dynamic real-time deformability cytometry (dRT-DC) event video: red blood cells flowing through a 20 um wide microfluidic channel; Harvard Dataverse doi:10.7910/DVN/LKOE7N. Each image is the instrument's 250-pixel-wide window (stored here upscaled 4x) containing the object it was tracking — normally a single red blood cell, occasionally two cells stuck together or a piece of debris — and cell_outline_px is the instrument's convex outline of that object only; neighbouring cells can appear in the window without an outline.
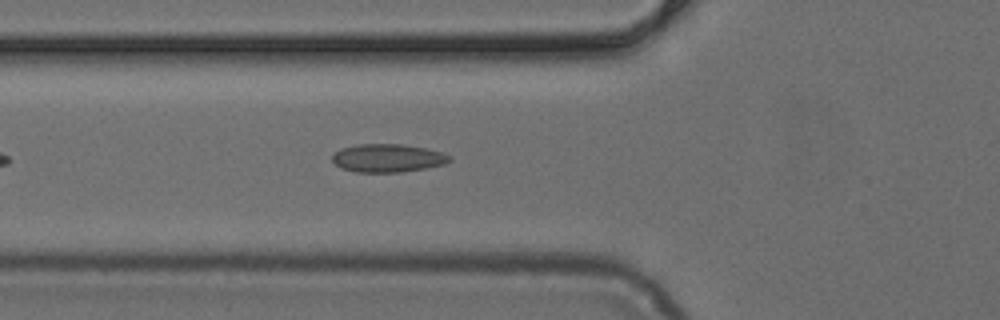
{"species": "common noctule bat (a hibernating species)", "species_latin": "Nyctalus noctula", "temperature_condition": "cold", "stored_images_in_passage": 38, "camera_frame_rate_fps": 3000, "um_per_image_px": 0.085, "animal": {"sex": "female", "body_mass_g": 24.6, "forearm_length_mm": 56.2}, "frame": {"image": 1, "passage_image": 7, "time_ms": 2.0, "image_size_px": [1000, 320], "cell_outline_px": [[452, 160], [444, 164], [404, 172], [356, 172], [340, 168], [332, 160], [332, 156], [340, 148], [356, 144], [400, 144], [428, 148], [452, 156]], "centroid_in_image_um": [32.95, 13.43], "position_along_channel_um": 92.8, "area_um2": 19.36}}
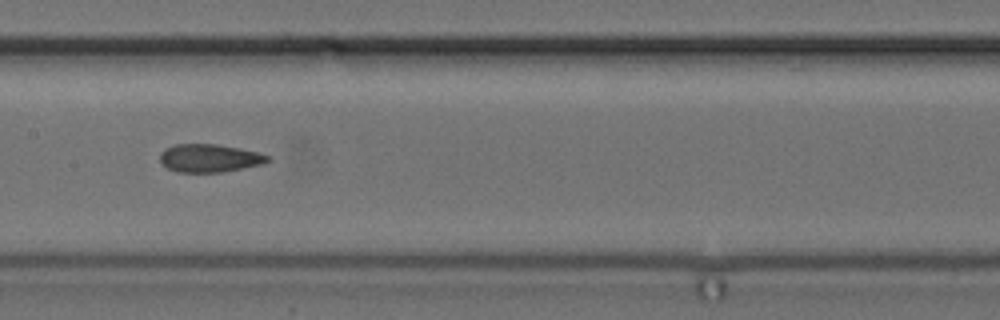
{"frame": {"image": 2, "passage_image": 14, "time_ms": 4.333, "image_size_px": [1000, 320], "cell_outline_px": [[272, 160], [264, 164], [224, 172], [176, 172], [168, 168], [160, 160], [160, 152], [164, 148], [176, 144], [216, 144], [240, 148], [256, 152], [268, 156]], "centroid_in_image_um": [17.81, 13.44], "position_along_channel_um": 189.6, "area_um2": 17.69}}
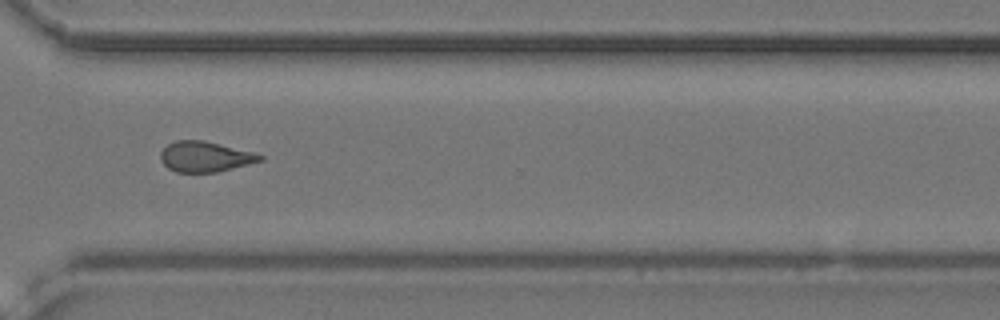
{"frame": {"image": 3, "passage_image": 26, "time_ms": 8.333, "image_size_px": [1000, 320], "cell_outline_px": [[264, 160], [216, 172], [176, 172], [168, 168], [160, 160], [160, 152], [168, 144], [176, 140], [204, 140], [252, 152], [264, 156]], "centroid_in_image_um": [17.41, 13.31], "position_along_channel_um": 353.2, "area_um2": 17.51}}